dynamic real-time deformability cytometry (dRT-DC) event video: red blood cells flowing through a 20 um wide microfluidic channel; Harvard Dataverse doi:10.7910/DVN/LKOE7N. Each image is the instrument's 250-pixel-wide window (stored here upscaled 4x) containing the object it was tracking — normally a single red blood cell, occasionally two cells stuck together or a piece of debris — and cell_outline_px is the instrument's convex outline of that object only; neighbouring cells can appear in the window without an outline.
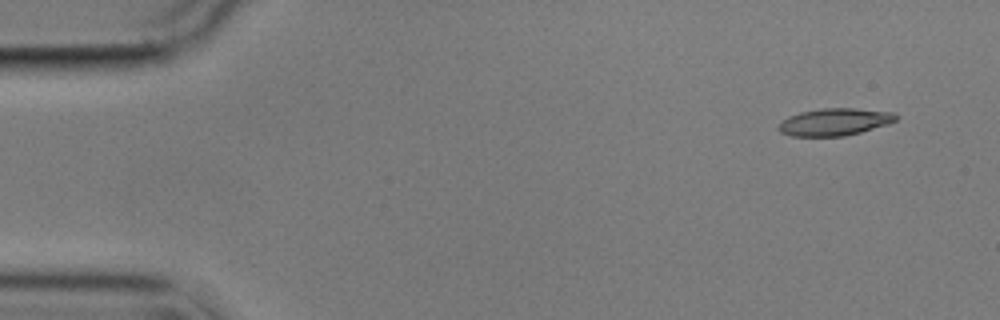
{"species": "common noctule bat (a hibernating species)", "species_latin": "Nyctalus noctula", "temperature_condition": "cold", "stored_images_in_passage": 6, "camera_frame_rate_fps": 3000, "um_per_image_px": 0.085, "animal": {"sex": "male", "body_mass_g": 17.9}, "frame": {"image": 1, "passage_image": 1, "time_ms": 0.0, "image_size_px": [1000, 320], "cell_outline_px": [[896, 120], [888, 124], [860, 132], [844, 136], [792, 136], [780, 132], [776, 128], [788, 116], [800, 112], [824, 108], [856, 108], [892, 112], [896, 116]], "centroid_in_image_um": [70.92, 10.36], "position_along_channel_um": 14.1, "area_um2": 18.5}}
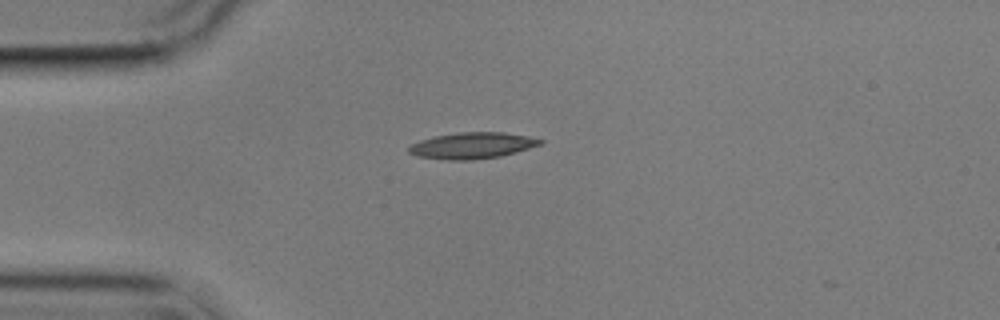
{"frame": {"image": 2, "passage_image": 4, "time_ms": 3.333, "image_size_px": [1000, 320], "cell_outline_px": [[544, 140], [540, 144], [516, 152], [500, 156], [472, 160], [448, 160], [416, 156], [408, 152], [408, 148], [412, 144], [420, 140], [436, 136], [460, 132], [504, 132], [528, 136]], "centroid_in_image_um": [40.12, 12.37], "position_along_channel_um": 44.9, "area_um2": 19.94}}
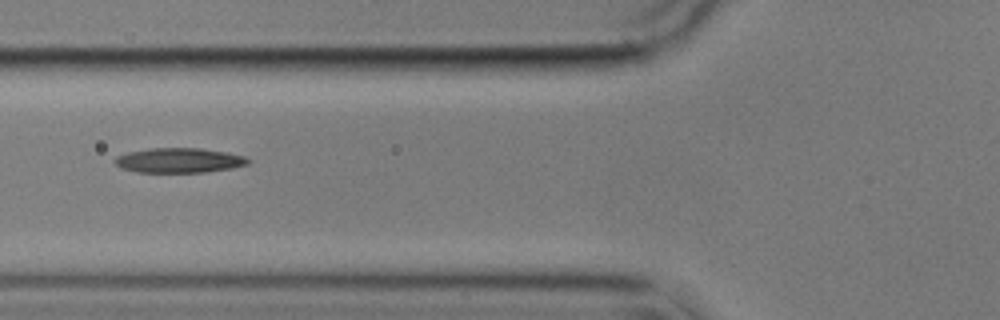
{"frame": {"image": 3, "passage_image": 6, "time_ms": 5.667, "image_size_px": [1000, 320], "cell_outline_px": [[252, 160], [248, 164], [232, 168], [208, 172], [136, 172], [120, 168], [112, 160], [116, 156], [128, 152], [148, 148], [200, 148], [228, 152], [244, 156]], "centroid_in_image_um": [15.22, 13.63], "position_along_channel_um": 110.6, "area_um2": 19.48}}